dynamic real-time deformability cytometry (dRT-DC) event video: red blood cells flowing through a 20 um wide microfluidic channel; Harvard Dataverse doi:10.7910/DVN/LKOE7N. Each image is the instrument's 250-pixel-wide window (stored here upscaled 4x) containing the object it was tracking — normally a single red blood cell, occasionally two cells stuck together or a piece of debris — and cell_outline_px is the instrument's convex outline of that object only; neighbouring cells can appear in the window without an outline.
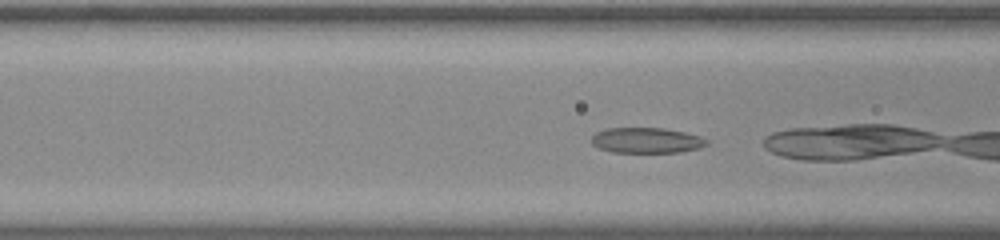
{"species": "common noctule bat (a hibernating species)", "species_latin": "Nyctalus noctula", "temperature_condition": "room temperature", "stored_images_in_passage": 16, "camera_frame_rate_fps": 3000, "um_per_image_px": 0.085, "animal": {"sex": "male", "body_mass_g": 20.0, "forearm_length_mm": 53.3}, "frame": {"image": 1, "passage_image": 12, "time_ms": 3.667, "image_size_px": [1000, 240], "cell_outline_px": [[708, 144], [700, 148], [680, 152], [612, 152], [600, 148], [592, 144], [592, 136], [596, 132], [608, 128], [664, 128], [684, 132], [700, 136], [708, 140]], "centroid_in_image_um": [54.98, 11.93], "position_along_channel_um": 111.6, "area_um2": 17.05}}